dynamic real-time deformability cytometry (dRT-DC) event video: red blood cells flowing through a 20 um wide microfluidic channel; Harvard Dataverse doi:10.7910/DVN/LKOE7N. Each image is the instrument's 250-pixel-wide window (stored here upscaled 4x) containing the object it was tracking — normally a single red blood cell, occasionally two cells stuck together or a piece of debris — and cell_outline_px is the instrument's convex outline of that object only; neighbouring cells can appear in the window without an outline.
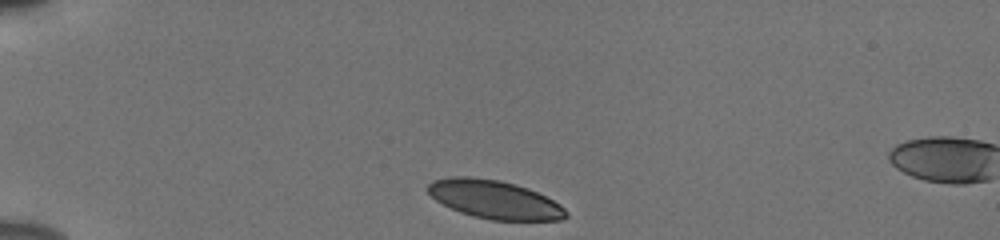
{"species": "human", "species_latin": "Homo sapiens", "temperature_condition": "cold", "stored_images_in_passage": 38, "camera_frame_rate_fps": 3000, "um_per_image_px": 0.085, "donor": {"sex": "male"}, "frame": {"image": 1, "passage_image": 1, "time_ms": 0.0, "image_size_px": [1000, 240], "cell_outline_px": [[568, 216], [560, 220], [492, 220], [472, 216], [460, 212], [436, 200], [428, 192], [428, 184], [432, 180], [452, 176], [468, 176], [500, 180], [516, 184], [528, 188], [560, 204], [568, 212]], "centroid_in_image_um": [42.03, 16.95], "position_along_channel_um": 43.0, "area_um2": 30.81}}
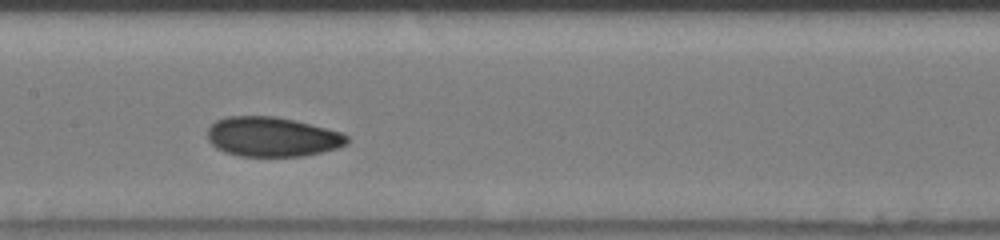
{"frame": {"image": 2, "passage_image": 16, "time_ms": 5.0, "image_size_px": [1000, 240], "cell_outline_px": [[348, 144], [340, 148], [304, 156], [240, 156], [224, 152], [216, 148], [208, 140], [208, 128], [216, 120], [228, 116], [276, 116], [340, 132], [348, 136]], "centroid_in_image_um": [23.13, 11.64], "position_along_channel_um": 184.3, "area_um2": 32.19}}
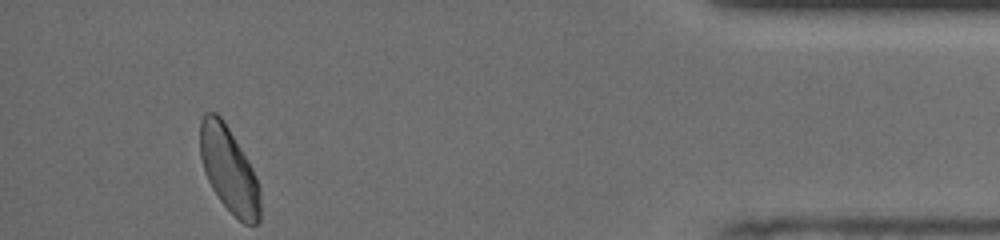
{"frame": {"image": 3, "passage_image": 38, "time_ms": 12.333, "image_size_px": [1000, 240], "cell_outline_px": [[260, 220], [256, 224], [244, 224], [220, 200], [212, 188], [204, 172], [200, 156], [200, 120], [204, 112], [216, 112], [224, 120], [248, 160], [256, 176], [260, 188]], "centroid_in_image_um": [19.45, 14.39], "position_along_channel_um": 415.7, "area_um2": 29.94}, "authors_computed_cell_mechanics": {"area_um2": 31.3854, "velocity_mm_per_s": 3.8113, "shape_relaxation_time_tau1_ms": 4.6401, "shape_relaxation_time_tau2_ms": 1.5496, "deformation_change_tau1": 0.1151, "deformation_change_tau2": 0.0542}}